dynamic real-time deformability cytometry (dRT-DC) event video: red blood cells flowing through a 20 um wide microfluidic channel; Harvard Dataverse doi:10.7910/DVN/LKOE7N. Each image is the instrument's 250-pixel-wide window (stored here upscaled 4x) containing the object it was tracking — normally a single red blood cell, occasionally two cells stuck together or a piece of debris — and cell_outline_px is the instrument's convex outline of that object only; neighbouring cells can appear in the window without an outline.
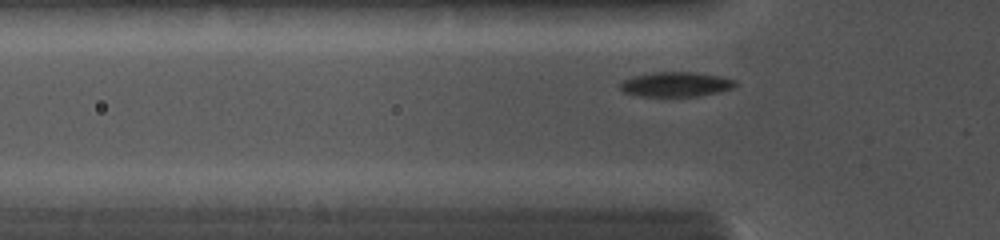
{"species": "common noctule bat (a hibernating species)", "species_latin": "Nyctalus noctula", "temperature_condition": "cold", "stored_images_in_passage": 31, "camera_frame_rate_fps": 5000, "um_per_image_px": 0.085, "animal": {"sex": "female", "body_mass_g": 19.0, "forearm_length_mm": 56.7}, "frame": {"image": 1, "passage_image": 12, "time_ms": 1.6, "image_size_px": [1000, 240], "cell_outline_px": [[736, 84], [732, 88], [720, 92], [696, 96], [640, 96], [624, 92], [620, 88], [620, 80], [632, 76], [652, 72], [692, 72], [720, 76], [736, 80]], "centroid_in_image_um": [57.42, 7.16], "position_along_channel_um": 68.4, "area_um2": 16.65}}
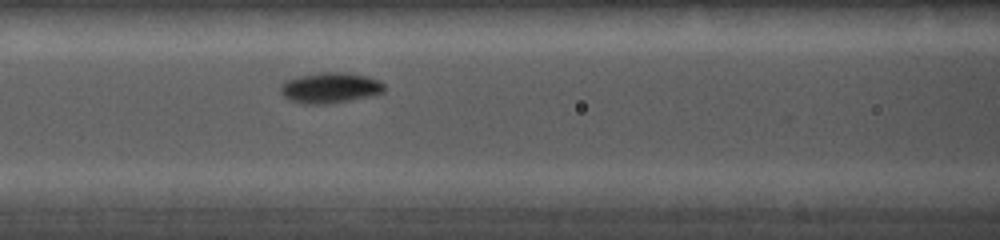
{"frame": {"image": 2, "passage_image": 23, "time_ms": 3.2, "image_size_px": [1000, 240], "cell_outline_px": [[384, 92], [376, 96], [328, 104], [300, 104], [288, 100], [280, 92], [280, 84], [296, 76], [320, 72], [348, 72], [368, 76], [380, 80], [384, 84]], "centroid_in_image_um": [28.08, 7.47], "position_along_channel_um": 138.5, "area_um2": 19.07}}
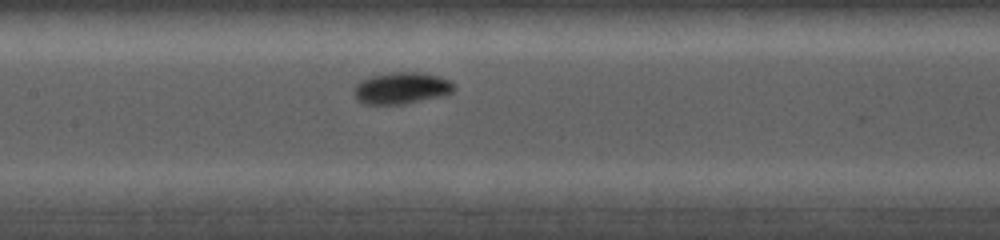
{"frame": {"image": 3, "passage_image": 29, "time_ms": 4.0, "image_size_px": [1000, 240], "cell_outline_px": [[456, 88], [452, 92], [440, 96], [404, 104], [364, 104], [356, 100], [352, 92], [356, 84], [360, 80], [368, 76], [388, 72], [420, 72], [440, 76], [448, 80]], "centroid_in_image_um": [34.06, 7.48], "position_along_channel_um": 173.3, "area_um2": 18.67}}